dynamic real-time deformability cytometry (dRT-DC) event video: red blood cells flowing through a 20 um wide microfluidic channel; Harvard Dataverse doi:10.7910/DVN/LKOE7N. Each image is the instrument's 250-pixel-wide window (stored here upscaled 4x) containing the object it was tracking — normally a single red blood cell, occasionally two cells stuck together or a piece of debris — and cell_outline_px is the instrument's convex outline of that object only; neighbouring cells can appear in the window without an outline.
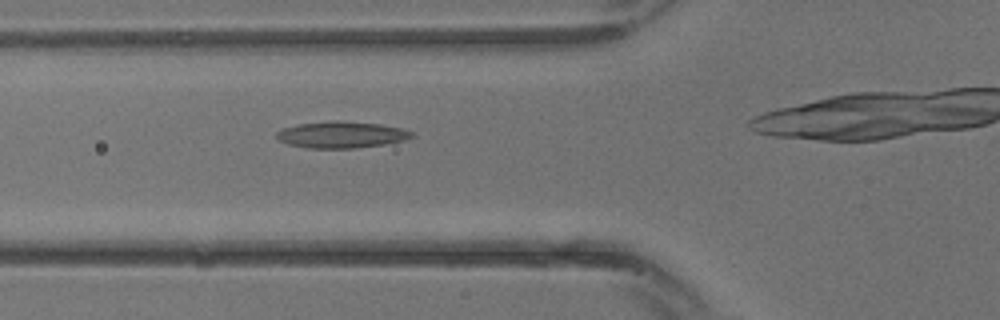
{"species": "common noctule bat (a hibernating species)", "species_latin": "Nyctalus noctula", "temperature_condition": "warm", "stored_images_in_passage": 5, "camera_frame_rate_fps": 3000, "um_per_image_px": 0.085, "animal": {"sex": "male", "body_mass_g": 13.3}, "frame": {"image": 1, "passage_image": 4, "time_ms": 1.0, "image_size_px": [1000, 320], "cell_outline_px": [[412, 136], [404, 140], [384, 144], [356, 148], [308, 148], [288, 144], [276, 140], [276, 132], [284, 128], [296, 124], [332, 120], [340, 120], [380, 124], [404, 128], [412, 132]], "centroid_in_image_um": [28.98, 11.44], "position_along_channel_um": 96.8, "area_um2": 21.04}}